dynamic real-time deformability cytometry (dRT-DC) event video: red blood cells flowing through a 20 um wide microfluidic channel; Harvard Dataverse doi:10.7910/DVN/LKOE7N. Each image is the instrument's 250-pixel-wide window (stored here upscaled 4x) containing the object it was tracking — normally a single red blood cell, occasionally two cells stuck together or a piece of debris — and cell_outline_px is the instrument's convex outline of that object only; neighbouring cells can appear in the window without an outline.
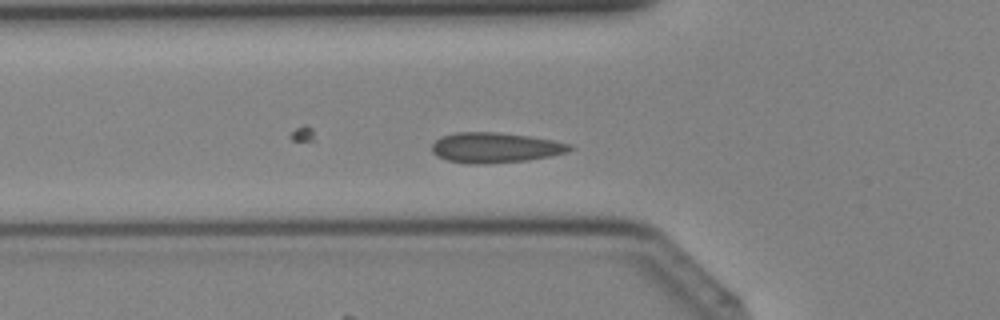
{"species": "Egyptian fruit bat (a non-hibernating species)", "species_latin": "Rousettus aegyptiacus", "temperature_condition": "cold", "stored_images_in_passage": 23, "camera_frame_rate_fps": 3000, "um_per_image_px": 0.085, "animal": {"sex": "female"}, "frame": {"image": 1, "passage_image": 16, "time_ms": 5.0, "image_size_px": [1000, 320], "cell_outline_px": [[576, 148], [568, 152], [528, 160], [476, 164], [448, 160], [436, 156], [432, 152], [432, 144], [440, 136], [456, 132], [496, 132], [528, 136], [552, 140], [572, 144]], "centroid_in_image_um": [42.1, 12.54], "position_along_channel_um": 83.7, "area_um2": 24.16}}
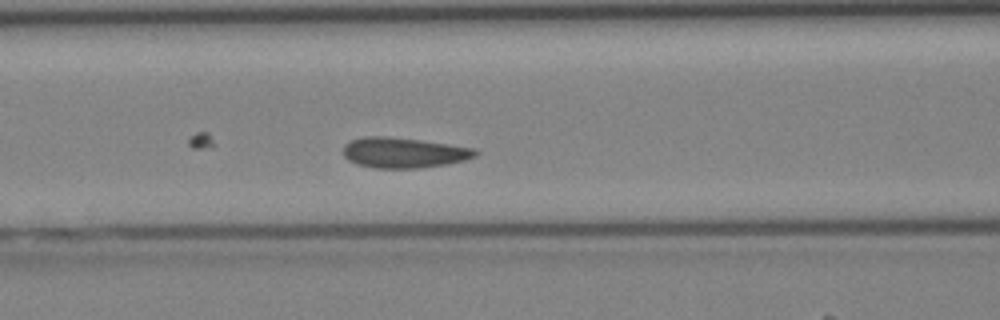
{"frame": {"image": 2, "passage_image": 19, "time_ms": 6.0, "image_size_px": [1000, 320], "cell_outline_px": [[480, 152], [476, 156], [464, 160], [448, 164], [420, 168], [376, 168], [356, 164], [348, 160], [344, 156], [344, 144], [352, 140], [364, 136], [384, 136], [420, 140], [476, 148]], "centroid_in_image_um": [34.33, 12.98], "position_along_channel_um": 132.3, "area_um2": 23.47}}
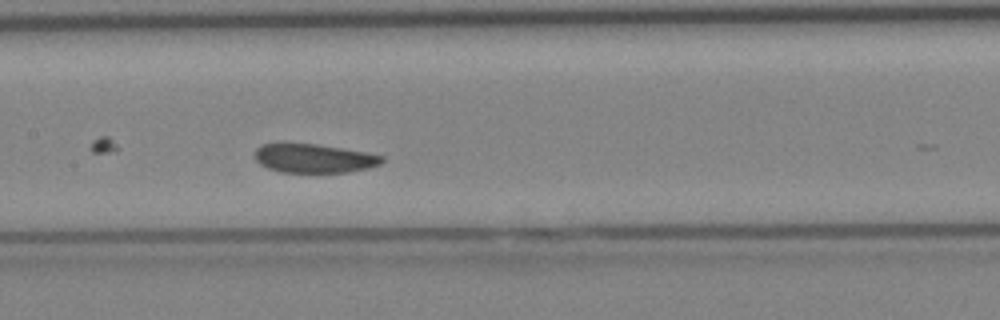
{"frame": {"image": 3, "passage_image": 22, "time_ms": 7.0, "image_size_px": [1000, 320], "cell_outline_px": [[384, 160], [380, 164], [368, 168], [348, 172], [280, 172], [268, 168], [260, 164], [256, 160], [256, 148], [260, 144], [280, 140], [284, 140], [316, 144], [368, 152], [384, 156]], "centroid_in_image_um": [26.62, 13.41], "position_along_channel_um": 180.8, "area_um2": 22.14}}